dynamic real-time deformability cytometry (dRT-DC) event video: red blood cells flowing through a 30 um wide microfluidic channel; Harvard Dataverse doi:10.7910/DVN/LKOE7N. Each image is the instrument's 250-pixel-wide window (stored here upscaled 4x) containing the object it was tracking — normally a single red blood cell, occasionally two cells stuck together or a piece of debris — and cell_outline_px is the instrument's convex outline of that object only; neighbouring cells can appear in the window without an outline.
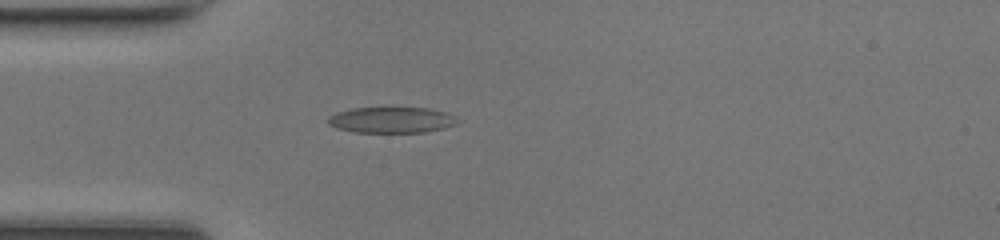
{"species": "common noctule bat (a hibernating species)", "species_latin": "Nyctalus noctula", "temperature_condition": "room temperature", "stored_images_in_passage": 36, "camera_frame_rate_fps": 3000, "um_per_image_px": 0.085, "animal": {"sex": "female", "body_mass_g": 17.0, "forearm_length_mm": 48.0}, "frame": {"image": 1, "passage_image": 1, "time_ms": 0.0, "image_size_px": [1000, 240], "cell_outline_px": [[456, 124], [424, 132], [356, 132], [336, 128], [328, 124], [328, 116], [336, 112], [352, 108], [428, 108], [448, 112], [452, 116]], "centroid_in_image_um": [33.2, 10.19], "position_along_channel_um": 51.8, "area_um2": 19.25}}
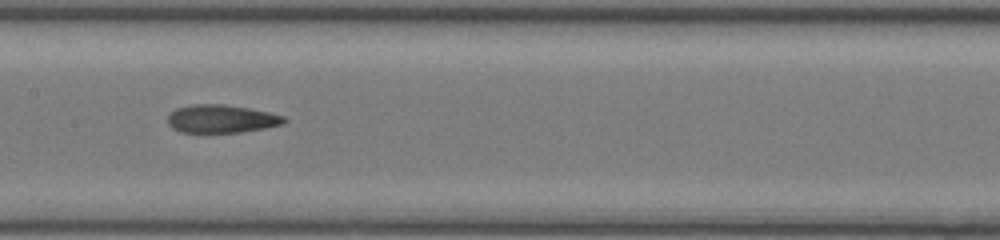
{"frame": {"image": 2, "passage_image": 11, "time_ms": 3.333, "image_size_px": [1000, 240], "cell_outline_px": [[288, 120], [284, 124], [264, 128], [240, 132], [180, 132], [172, 128], [168, 124], [168, 116], [176, 108], [192, 104], [224, 104], [248, 108], [268, 112], [284, 116]], "centroid_in_image_um": [18.82, 10.1], "position_along_channel_um": 188.6, "area_um2": 19.02}}
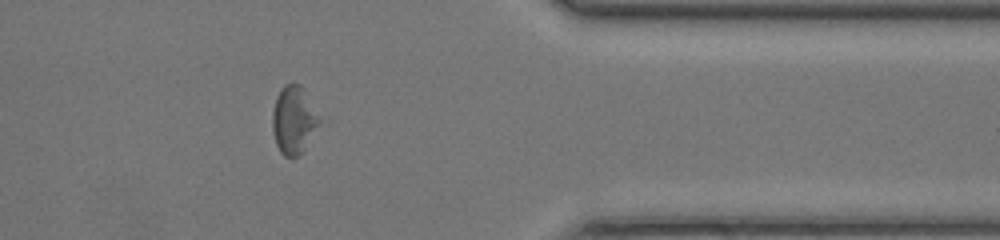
{"frame": {"image": 3, "passage_image": 26, "time_ms": 8.333, "image_size_px": [1000, 240], "cell_outline_px": [[332, 120], [304, 152], [300, 156], [284, 156], [280, 152], [276, 144], [272, 128], [272, 112], [276, 96], [280, 88], [284, 84], [300, 84]], "centroid_in_image_um": [25.21, 10.21], "position_along_channel_um": 386.2, "area_um2": 21.21}, "authors_computed_cell_mechanics": {"area_um2": 19.0451, "velocity_mm_per_s": 4.3239, "shape_relaxation_time_tau1_ms": null, "shape_relaxation_time_tau2_ms": 5.7248, "deformation_change_tau1": null, "deformation_change_tau2": 0.1692}}